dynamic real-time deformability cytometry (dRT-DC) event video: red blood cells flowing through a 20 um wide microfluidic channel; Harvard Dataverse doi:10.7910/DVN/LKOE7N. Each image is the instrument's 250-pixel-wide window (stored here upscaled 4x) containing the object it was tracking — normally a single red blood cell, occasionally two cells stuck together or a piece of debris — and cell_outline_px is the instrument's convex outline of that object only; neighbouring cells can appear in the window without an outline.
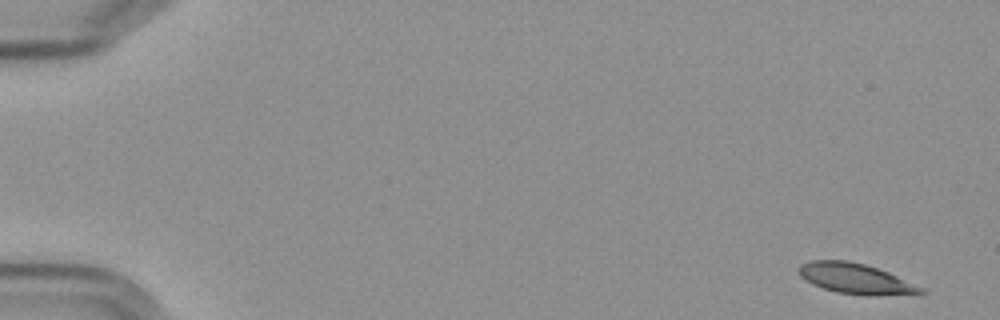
{"species": "Egyptian fruit bat (a non-hibernating species)", "species_latin": "Rousettus aegyptiacus", "temperature_condition": "cold", "stored_images_in_passage": 15, "camera_frame_rate_fps": 3000, "um_per_image_px": 0.085, "frame": {"image": 1, "passage_image": 1, "time_ms": 0.0, "image_size_px": [1000, 320], "cell_outline_px": [[928, 292], [876, 296], [836, 292], [812, 284], [804, 280], [800, 276], [800, 264], [812, 260], [848, 260], [864, 264], [888, 272], [924, 288]], "centroid_in_image_um": [72.71, 23.68], "position_along_channel_um": 12.3, "area_um2": 21.39}}
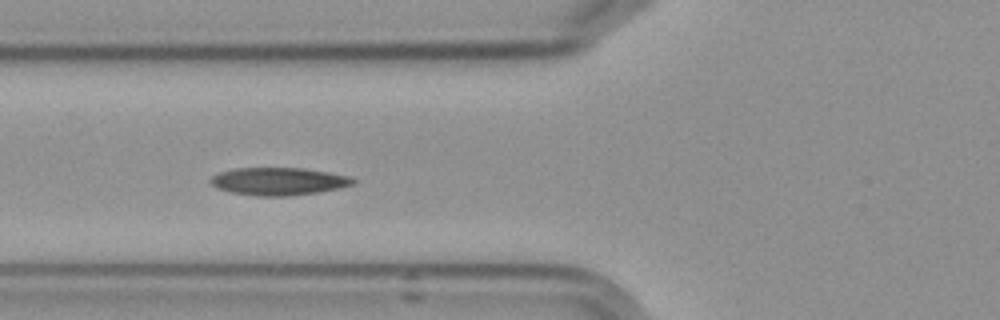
{"frame": {"image": 2, "passage_image": 6, "time_ms": 6.667, "image_size_px": [1000, 320], "cell_outline_px": [[356, 184], [340, 188], [320, 192], [288, 196], [256, 196], [232, 192], [216, 188], [208, 180], [212, 176], [220, 172], [236, 168], [304, 168], [352, 176], [356, 180]], "centroid_in_image_um": [23.73, 15.41], "position_along_channel_um": 102.1, "area_um2": 23.18}}
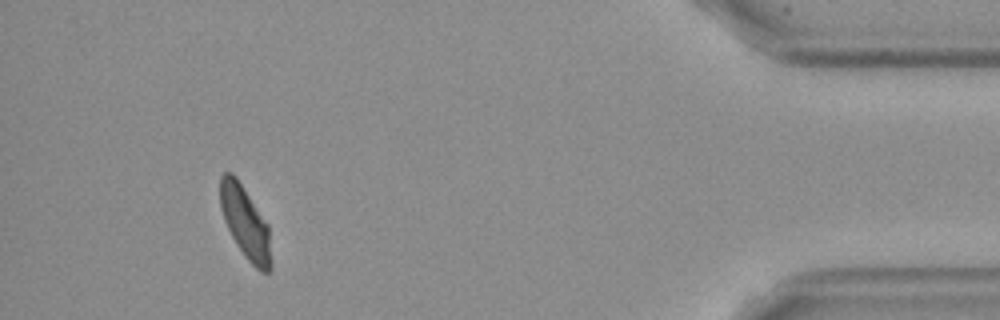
{"frame": {"image": 3, "passage_image": 14, "time_ms": 17.0, "image_size_px": [1000, 320], "cell_outline_px": [[272, 268], [268, 272], [260, 272], [244, 256], [236, 244], [224, 220], [220, 204], [220, 176], [224, 172], [232, 172], [236, 176], [268, 224], [272, 264]], "centroid_in_image_um": [20.86, 18.93], "position_along_channel_um": 414.3, "area_um2": 21.44}, "authors_computed_cell_mechanics": {"area_um2": 21.964, "velocity_mm_per_s": 3.5622, "shape_relaxation_time_tau1_ms": 9.2668, "shape_relaxation_time_tau2_ms": 2.625, "deformation_change_tau1": 0.2036, "deformation_change_tau2": 0.0635}}